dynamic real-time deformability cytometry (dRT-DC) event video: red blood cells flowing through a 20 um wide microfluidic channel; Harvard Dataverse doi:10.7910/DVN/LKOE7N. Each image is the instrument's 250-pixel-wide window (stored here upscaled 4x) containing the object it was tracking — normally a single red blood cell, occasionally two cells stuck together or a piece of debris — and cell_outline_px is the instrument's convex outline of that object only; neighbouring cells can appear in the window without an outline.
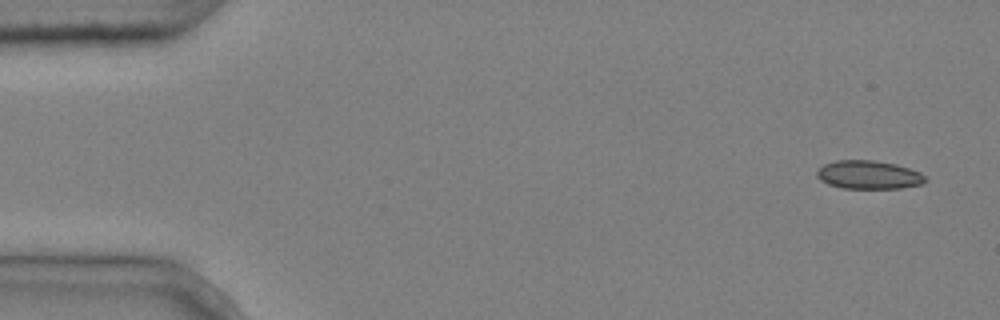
{"species": "common noctule bat (a hibernating species)", "species_latin": "Nyctalus noctula", "temperature_condition": "cold", "stored_images_in_passage": 6, "camera_frame_rate_fps": 3000, "um_per_image_px": 0.085, "animal": {"sex": "male", "body_mass_g": 20.4}, "frame": {"image": 1, "passage_image": 1, "time_ms": 0.0, "image_size_px": [1000, 320], "cell_outline_px": [[928, 180], [924, 184], [900, 188], [844, 188], [828, 184], [820, 180], [816, 176], [816, 172], [824, 164], [836, 160], [872, 160], [896, 164], [920, 172]], "centroid_in_image_um": [73.85, 14.86], "position_along_channel_um": 11.2, "area_um2": 17.98}}
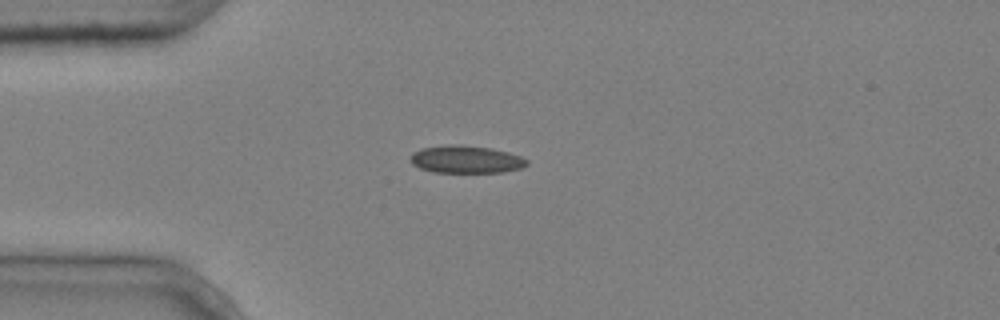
{"frame": {"image": 2, "passage_image": 3, "time_ms": 0.667, "image_size_px": [1000, 320], "cell_outline_px": [[528, 164], [520, 168], [504, 172], [432, 172], [420, 168], [412, 164], [412, 152], [420, 148], [448, 144], [460, 144], [492, 148], [508, 152], [520, 156], [528, 160]], "centroid_in_image_um": [39.61, 13.53], "position_along_channel_um": 45.4, "area_um2": 18.79}}